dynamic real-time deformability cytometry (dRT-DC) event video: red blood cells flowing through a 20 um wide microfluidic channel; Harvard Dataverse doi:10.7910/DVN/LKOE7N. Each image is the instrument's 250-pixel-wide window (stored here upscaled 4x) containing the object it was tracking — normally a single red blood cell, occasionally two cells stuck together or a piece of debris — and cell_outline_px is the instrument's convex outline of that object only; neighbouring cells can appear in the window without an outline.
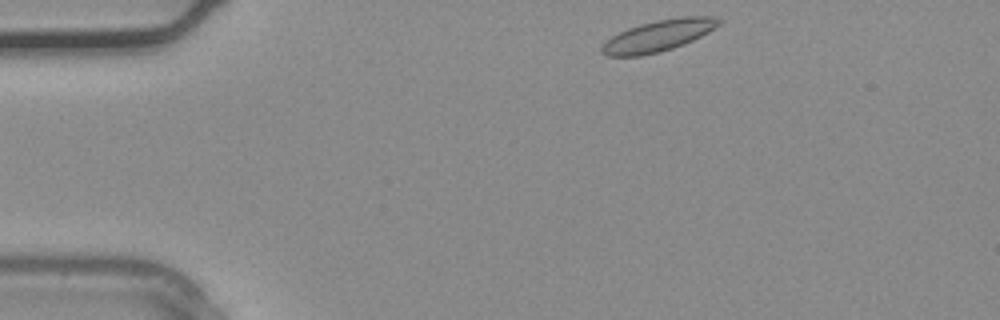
{"species": "common noctule bat (a hibernating species)", "species_latin": "Nyctalus noctula", "temperature_condition": "warm", "stored_images_in_passage": 2, "camera_frame_rate_fps": 3000, "um_per_image_px": 0.085, "animal": {"sex": "male", "body_mass_g": 20.4}, "frame": {"image": 1, "passage_image": 1, "time_ms": 0.0, "image_size_px": [1000, 320], "cell_outline_px": [[724, 20], [720, 24], [708, 32], [684, 44], [660, 52], [640, 56], [608, 56], [600, 52], [600, 48], [612, 36], [628, 28], [640, 24], [656, 20], [680, 16], [712, 16]], "centroid_in_image_um": [55.98, 3.03], "position_along_channel_um": 29.0, "area_um2": 21.33}}